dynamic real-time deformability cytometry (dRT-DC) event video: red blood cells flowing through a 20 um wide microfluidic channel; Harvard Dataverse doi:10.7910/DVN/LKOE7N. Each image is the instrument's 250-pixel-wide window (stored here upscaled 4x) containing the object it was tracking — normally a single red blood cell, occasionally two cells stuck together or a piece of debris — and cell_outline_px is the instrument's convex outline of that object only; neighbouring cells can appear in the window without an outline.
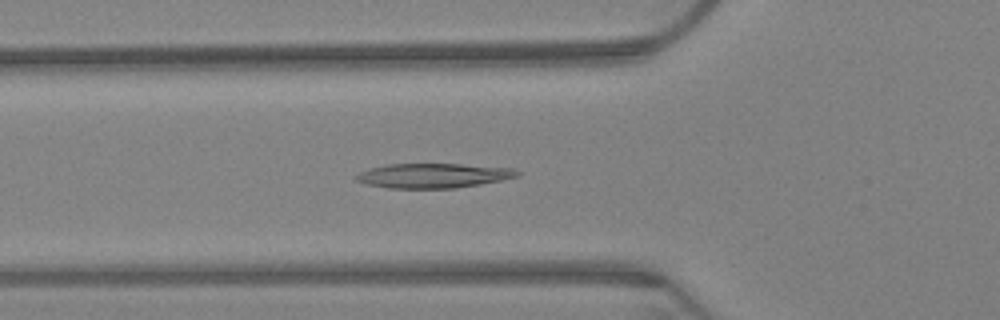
{"species": "Egyptian fruit bat (a non-hibernating species)", "species_latin": "Rousettus aegyptiacus", "temperature_condition": "warm", "stored_images_in_passage": 64, "camera_frame_rate_fps": 3000, "um_per_image_px": 0.085, "animal": {"sex": "female"}, "frame": {"image": 1, "passage_image": 23, "time_ms": 7.333, "image_size_px": [1000, 320], "cell_outline_px": [[520, 176], [480, 184], [456, 188], [388, 188], [368, 184], [356, 180], [356, 176], [360, 172], [368, 168], [388, 164], [460, 164], [512, 168], [520, 172]], "centroid_in_image_um": [36.83, 14.92], "position_along_channel_um": 89.0, "area_um2": 22.95}}
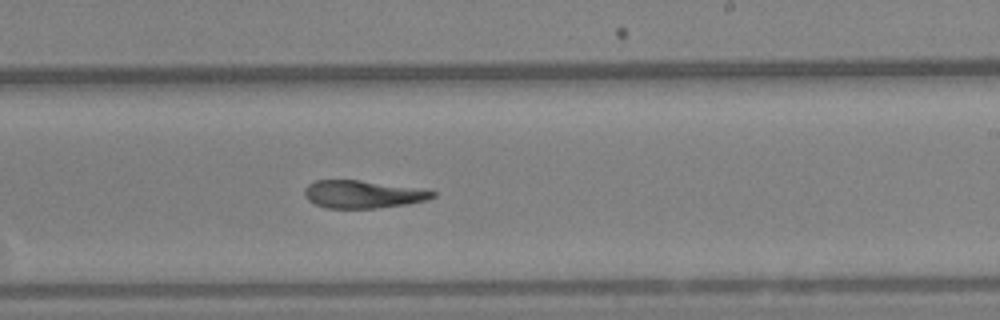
{"frame": {"image": 2, "passage_image": 39, "time_ms": 12.667, "image_size_px": [1000, 320], "cell_outline_px": [[436, 196], [428, 200], [408, 204], [376, 208], [324, 208], [308, 200], [304, 196], [304, 188], [308, 184], [316, 180], [360, 180], [412, 188], [436, 192]], "centroid_in_image_um": [30.78, 16.52], "position_along_channel_um": 258.2, "area_um2": 20.52}}
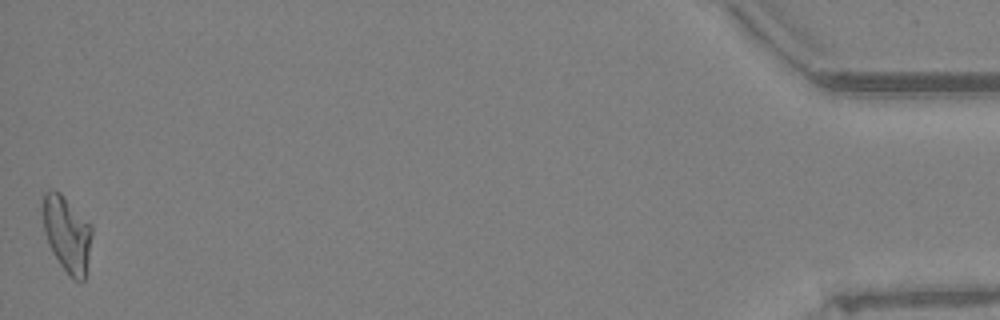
{"frame": {"image": 3, "passage_image": 64, "time_ms": 21.0, "image_size_px": [1000, 320], "cell_outline_px": [[92, 232], [84, 280], [80, 284], [72, 280], [60, 264], [52, 252], [48, 244], [44, 232], [40, 204], [44, 192], [48, 188], [52, 188], [60, 192], [92, 224]], "centroid_in_image_um": [5.65, 19.84], "position_along_channel_um": 429.6, "area_um2": 22.37}, "authors_computed_cell_mechanics": {"area_um2": 21.9062, "velocity_mm_per_s": 3.1801, "shape_relaxation_time_tau1_ms": null, "shape_relaxation_time_tau2_ms": 4.5344, "deformation_change_tau1": null, "deformation_change_tau2": 0.1214}}